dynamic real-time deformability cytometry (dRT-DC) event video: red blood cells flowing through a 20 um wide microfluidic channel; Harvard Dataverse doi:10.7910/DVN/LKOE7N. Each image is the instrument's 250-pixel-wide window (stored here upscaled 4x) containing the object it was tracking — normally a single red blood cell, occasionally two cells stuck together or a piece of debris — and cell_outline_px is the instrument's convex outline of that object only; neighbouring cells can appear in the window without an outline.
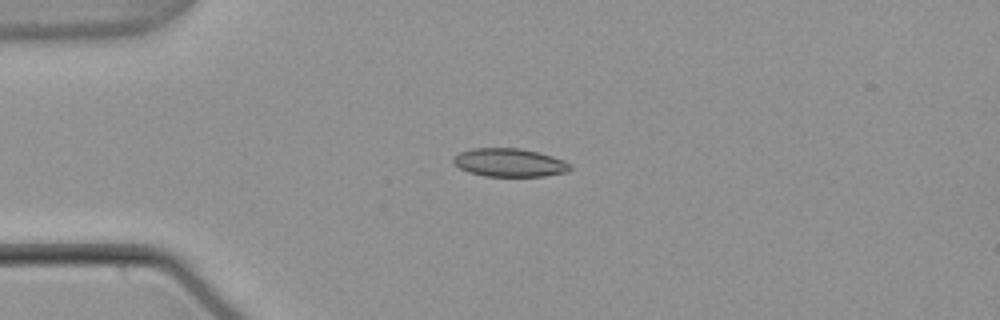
{"species": "common noctule bat (a hibernating species)", "species_latin": "Nyctalus noctula", "temperature_condition": "warm", "stored_images_in_passage": 42, "camera_frame_rate_fps": 3000, "um_per_image_px": 0.085, "animal": {"sex": "male", "body_mass_g": 21.5, "forearm_length_mm": 52.0}, "frame": {"image": 1, "passage_image": 1, "time_ms": 0.0, "image_size_px": [1000, 320], "cell_outline_px": [[572, 168], [568, 172], [544, 176], [484, 176], [468, 172], [460, 168], [452, 160], [452, 156], [460, 152], [472, 148], [520, 148], [540, 152], [552, 156], [572, 164]], "centroid_in_image_um": [43.32, 13.82], "position_along_channel_um": 41.7, "area_um2": 19.42}}
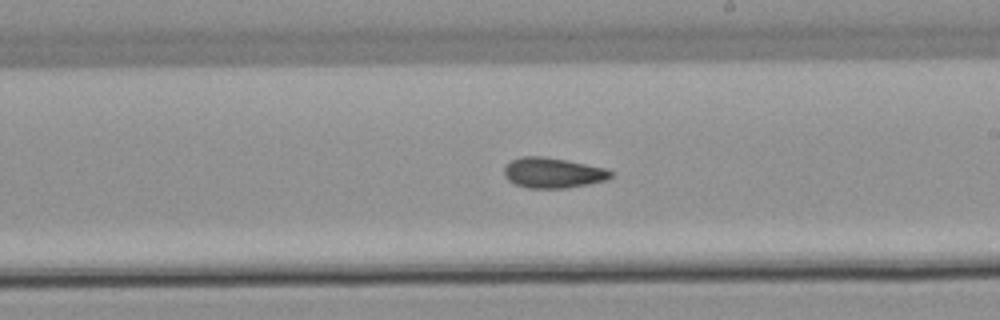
{"frame": {"image": 2, "passage_image": 19, "time_ms": 6.0, "image_size_px": [1000, 320], "cell_outline_px": [[612, 176], [604, 180], [588, 184], [568, 188], [528, 188], [512, 184], [504, 176], [504, 168], [512, 160], [520, 156], [544, 156], [604, 168], [612, 172]], "centroid_in_image_um": [46.93, 14.7], "position_along_channel_um": 242.1, "area_um2": 18.73}}
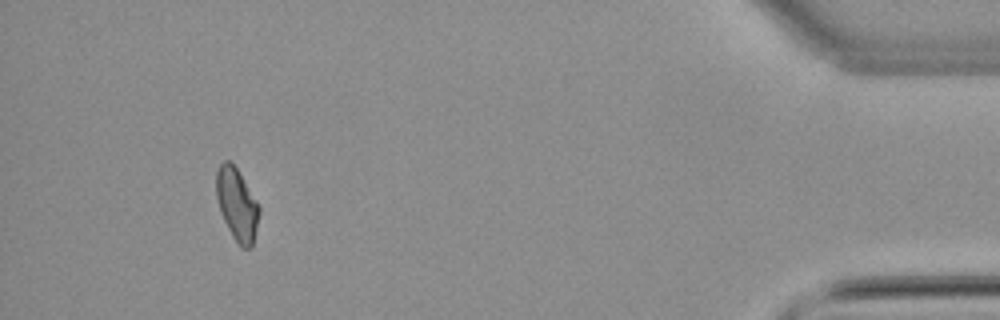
{"frame": {"image": 3, "passage_image": 38, "time_ms": 12.333, "image_size_px": [1000, 320], "cell_outline_px": [[260, 212], [252, 248], [240, 248], [232, 236], [220, 212], [216, 196], [216, 168], [224, 160], [228, 160], [236, 168], [260, 204]], "centroid_in_image_um": [20.14, 17.39], "position_along_channel_um": 415.1, "area_um2": 18.26}, "authors_computed_cell_mechanics": {"area_um2": 18.5249, "velocity_mm_per_s": 3.797, "shape_relaxation_time_tau1_ms": null, "shape_relaxation_time_tau2_ms": 3.1128, "deformation_change_tau1": null, "deformation_change_tau2": 0.0804}}